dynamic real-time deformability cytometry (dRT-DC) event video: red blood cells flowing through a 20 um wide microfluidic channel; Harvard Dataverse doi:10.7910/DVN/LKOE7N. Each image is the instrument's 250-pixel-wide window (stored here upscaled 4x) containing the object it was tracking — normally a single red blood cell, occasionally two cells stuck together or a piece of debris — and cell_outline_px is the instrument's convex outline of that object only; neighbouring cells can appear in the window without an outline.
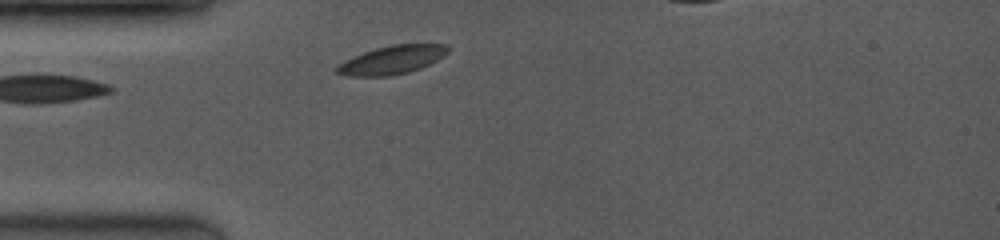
{"species": "common noctule bat (a hibernating species)", "species_latin": "Nyctalus noctula", "temperature_condition": "room temperature", "stored_images_in_passage": 8, "camera_frame_rate_fps": 3500, "um_per_image_px": 0.085, "animal": {"sex": "female", "body_mass_g": 19.0, "forearm_length_mm": 53.3}, "frame": {"image": 1, "passage_image": 1, "time_ms": 0.0, "image_size_px": [1000, 240], "cell_outline_px": [[448, 52], [436, 60], [420, 68], [408, 72], [388, 76], [348, 76], [336, 72], [332, 68], [344, 60], [352, 56], [376, 48], [392, 44], [448, 44]], "centroid_in_image_um": [33.26, 5.09], "position_along_channel_um": 51.7, "area_um2": 18.38}}
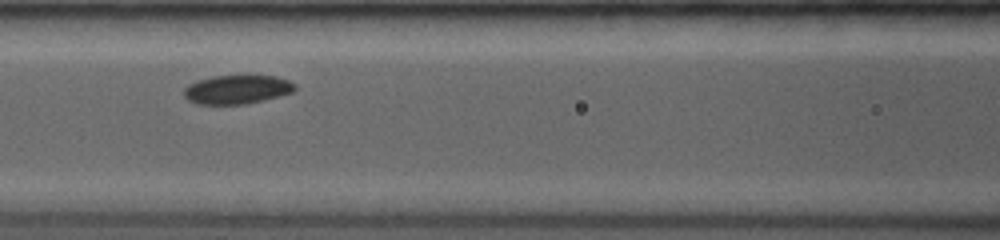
{"frame": {"image": 2, "passage_image": 5, "time_ms": 2.571, "image_size_px": [1000, 240], "cell_outline_px": [[296, 88], [292, 92], [264, 100], [244, 104], [196, 104], [188, 100], [184, 96], [184, 88], [188, 84], [196, 80], [212, 76], [276, 76], [288, 80], [296, 84]], "centroid_in_image_um": [20.12, 7.6], "position_along_channel_um": 146.5, "area_um2": 18.67}}
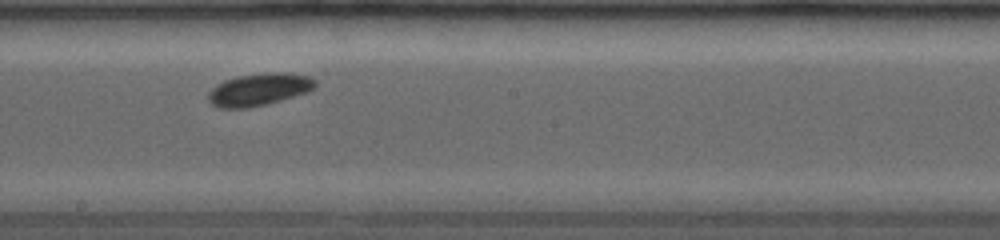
{"frame": {"image": 3, "passage_image": 7, "time_ms": 4.571, "image_size_px": [1000, 240], "cell_outline_px": [[316, 88], [308, 92], [268, 104], [248, 108], [216, 108], [208, 100], [208, 92], [216, 84], [224, 80], [236, 76], [272, 72], [288, 72], [312, 76], [316, 80]], "centroid_in_image_um": [22.04, 7.6], "position_along_channel_um": 226.2, "area_um2": 20.58}}